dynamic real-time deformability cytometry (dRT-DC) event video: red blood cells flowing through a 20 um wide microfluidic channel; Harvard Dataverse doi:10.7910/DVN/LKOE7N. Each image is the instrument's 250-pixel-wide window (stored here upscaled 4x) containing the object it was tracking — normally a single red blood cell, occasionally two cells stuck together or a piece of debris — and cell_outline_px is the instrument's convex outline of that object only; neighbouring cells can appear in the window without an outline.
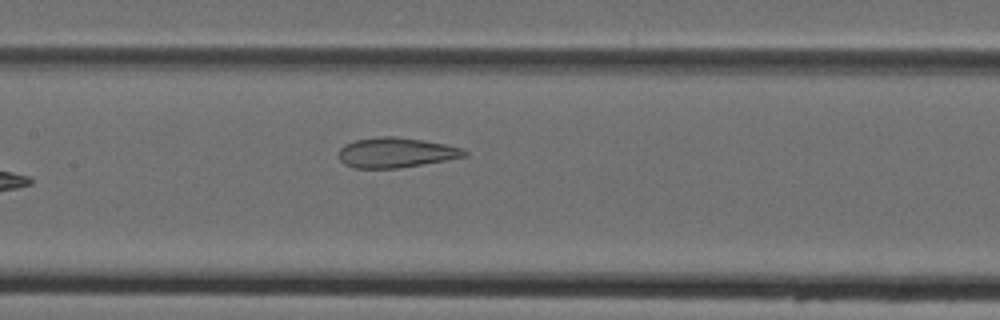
{"species": "Egyptian fruit bat (a non-hibernating species)", "species_latin": "Rousettus aegyptiacus", "temperature_condition": "cold", "stored_images_in_passage": 7, "camera_frame_rate_fps": 3000, "um_per_image_px": 0.085, "animal": {"sex": "female"}, "frame": {"image": 1, "passage_image": 7, "time_ms": 8.0, "image_size_px": [1000, 320], "cell_outline_px": [[468, 156], [400, 168], [352, 168], [344, 164], [340, 160], [340, 148], [344, 144], [356, 140], [380, 136], [392, 136], [420, 140], [444, 144], [460, 148], [468, 152]], "centroid_in_image_um": [33.63, 12.98], "position_along_channel_um": 173.8, "area_um2": 21.79}}